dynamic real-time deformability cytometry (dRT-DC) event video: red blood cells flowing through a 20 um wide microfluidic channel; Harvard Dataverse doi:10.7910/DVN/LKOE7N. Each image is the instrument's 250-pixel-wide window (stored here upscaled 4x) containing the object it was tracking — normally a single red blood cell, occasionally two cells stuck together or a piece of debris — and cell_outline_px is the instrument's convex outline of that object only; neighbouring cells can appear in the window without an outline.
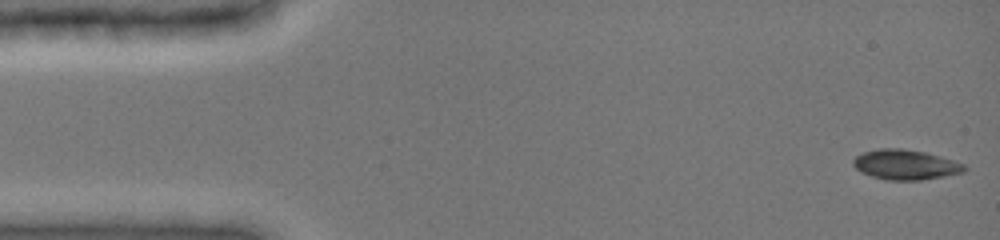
{"species": "common noctule bat (a hibernating species)", "species_latin": "Nyctalus noctula", "temperature_condition": "cold", "stored_images_in_passage": 64, "camera_frame_rate_fps": 3000, "um_per_image_px": 0.085, "animal": {"sex": "female", "body_mass_g": 19.0, "forearm_length_mm": 51.5}, "frame": {"image": 1, "passage_image": 1, "time_ms": 0.0, "image_size_px": [1000, 240], "cell_outline_px": [[968, 168], [964, 172], [944, 176], [920, 180], [888, 180], [872, 176], [860, 172], [852, 164], [852, 160], [856, 156], [864, 152], [880, 148], [900, 148], [924, 152], [952, 160], [964, 164]], "centroid_in_image_um": [76.95, 14.0], "position_along_channel_um": 8.1, "area_um2": 19.31}}
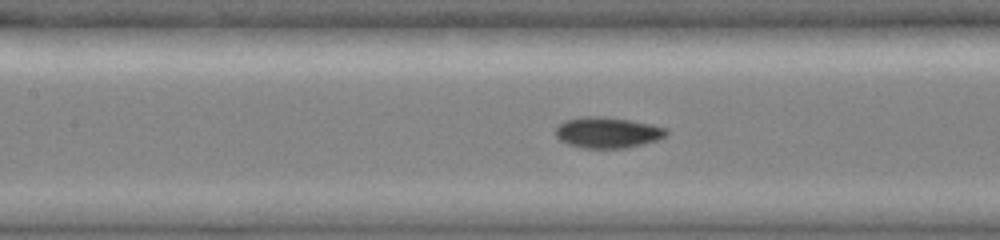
{"frame": {"image": 2, "passage_image": 26, "time_ms": 6.667, "image_size_px": [1000, 240], "cell_outline_px": [[668, 136], [644, 144], [624, 148], [584, 148], [568, 144], [560, 140], [556, 136], [556, 128], [564, 120], [580, 116], [604, 116], [652, 124], [668, 128]], "centroid_in_image_um": [51.66, 11.26], "position_along_channel_um": 155.7, "area_um2": 20.11}}
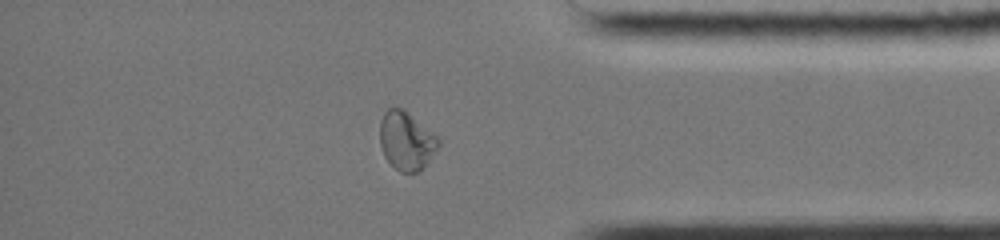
{"frame": {"image": 3, "passage_image": 53, "time_ms": 13.0, "image_size_px": [1000, 240], "cell_outline_px": [[440, 144], [424, 168], [416, 172], [400, 172], [384, 156], [380, 144], [380, 120], [384, 112], [392, 104], [404, 108], [432, 132], [440, 140]], "centroid_in_image_um": [34.52, 11.92], "position_along_channel_um": 400.7, "area_um2": 20.11}, "authors_computed_cell_mechanics": {"area_um2": 19.4208, "velocity_mm_per_s": 3.9884, "shape_relaxation_time_tau1_ms": 5.8874, "shape_relaxation_time_tau2_ms": 2.2364, "deformation_change_tau1": 0.1812, "deformation_change_tau2": 0.0399}}